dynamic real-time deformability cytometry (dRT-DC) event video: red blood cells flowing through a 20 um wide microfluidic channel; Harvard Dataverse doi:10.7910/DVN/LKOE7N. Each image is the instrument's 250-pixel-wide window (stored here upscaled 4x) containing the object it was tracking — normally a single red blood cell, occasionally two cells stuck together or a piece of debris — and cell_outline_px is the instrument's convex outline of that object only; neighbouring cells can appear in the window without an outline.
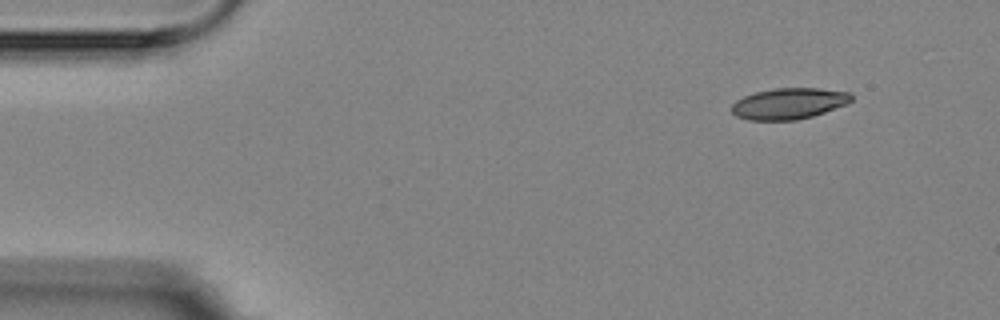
{"species": "Egyptian fruit bat (a non-hibernating species)", "species_latin": "Rousettus aegyptiacus", "temperature_condition": "room temperature", "stored_images_in_passage": 4, "camera_frame_rate_fps": 3000, "um_per_image_px": 0.085, "animal": {"sex": "female"}, "frame": {"image": 1, "passage_image": 1, "time_ms": 0.0, "image_size_px": [1000, 320], "cell_outline_px": [[852, 100], [848, 104], [812, 116], [796, 120], [748, 120], [736, 116], [732, 112], [732, 104], [736, 100], [744, 96], [756, 92], [776, 88], [816, 88], [848, 92], [852, 96]], "centroid_in_image_um": [67.05, 8.8], "position_along_channel_um": 18.0, "area_um2": 21.62}}
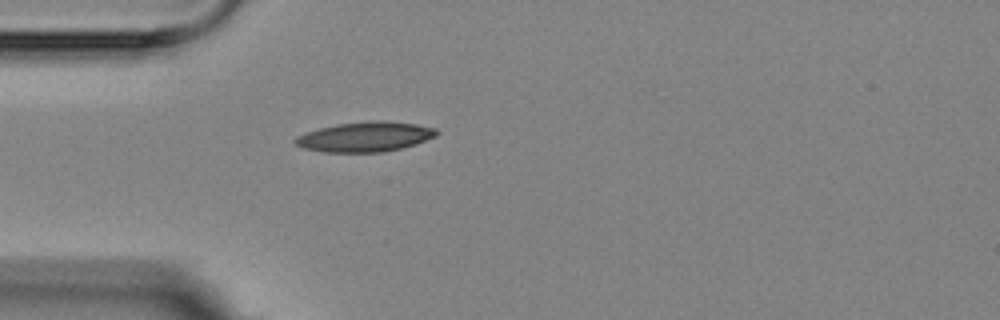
{"frame": {"image": 2, "passage_image": 4, "time_ms": 3.333, "image_size_px": [1000, 320], "cell_outline_px": [[440, 132], [436, 136], [400, 148], [384, 152], [324, 152], [304, 148], [296, 144], [292, 140], [296, 136], [320, 128], [336, 124], [372, 120], [384, 120], [416, 124], [436, 128]], "centroid_in_image_um": [31.03, 11.61], "position_along_channel_um": 54.0, "area_um2": 24.51}}